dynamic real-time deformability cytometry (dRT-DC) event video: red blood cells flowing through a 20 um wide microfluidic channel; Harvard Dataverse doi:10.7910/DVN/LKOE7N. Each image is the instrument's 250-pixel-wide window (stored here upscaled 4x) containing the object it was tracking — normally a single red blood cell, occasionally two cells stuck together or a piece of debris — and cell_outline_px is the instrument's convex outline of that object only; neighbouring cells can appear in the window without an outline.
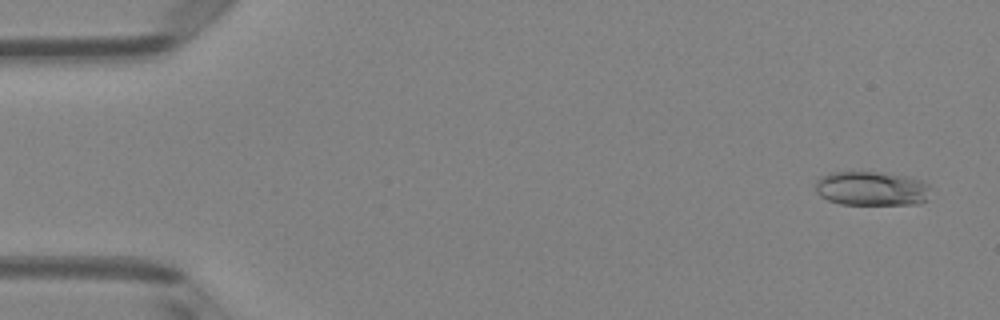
{"species": "Egyptian fruit bat (a non-hibernating species)", "species_latin": "Rousettus aegyptiacus", "temperature_condition": "room temperature", "stored_images_in_passage": 4, "camera_frame_rate_fps": 3000, "um_per_image_px": 0.085, "animal": {"sex": "female"}, "frame": {"image": 1, "passage_image": 1, "time_ms": 0.0, "image_size_px": [1000, 320], "cell_outline_px": [[932, 188], [924, 200], [920, 204], [840, 204], [828, 200], [820, 196], [816, 192], [816, 180], [820, 176], [828, 172], [880, 172], [904, 176], [924, 180]], "centroid_in_image_um": [74.07, 16.02], "position_along_channel_um": 10.9, "area_um2": 23.18}}
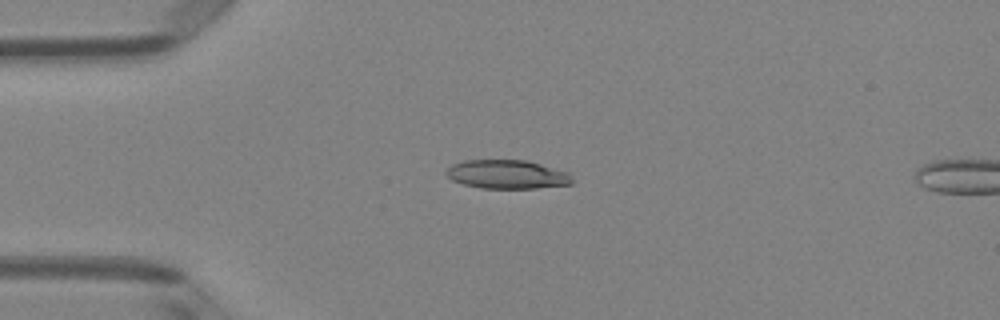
{"frame": {"image": 2, "passage_image": 3, "time_ms": 0.667, "image_size_px": [1000, 320], "cell_outline_px": [[572, 184], [536, 188], [480, 188], [464, 184], [452, 180], [444, 172], [452, 164], [464, 160], [528, 160], [568, 172], [572, 180]], "centroid_in_image_um": [43.09, 14.81], "position_along_channel_um": 41.9, "area_um2": 21.1}}